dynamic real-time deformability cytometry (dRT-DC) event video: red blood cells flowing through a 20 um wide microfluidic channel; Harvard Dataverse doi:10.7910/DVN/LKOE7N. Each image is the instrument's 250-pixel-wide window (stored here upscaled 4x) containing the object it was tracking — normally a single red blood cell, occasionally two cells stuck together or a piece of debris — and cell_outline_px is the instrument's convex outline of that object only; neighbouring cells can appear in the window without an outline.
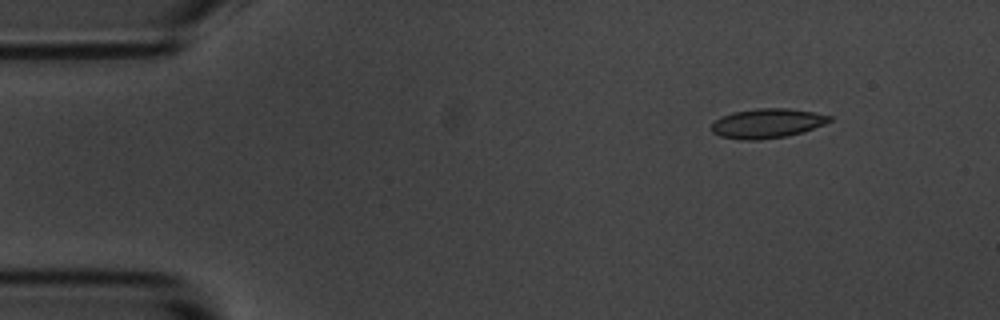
{"species": "common noctule bat (a hibernating species)", "species_latin": "Nyctalus noctula", "temperature_condition": "room temperature", "stored_images_in_passage": 6, "camera_frame_rate_fps": 3000, "um_per_image_px": 0.085, "animal": {"sex": "male", "body_mass_g": 20.1, "forearm_length_mm": 53.5}, "frame": {"image": 1, "passage_image": 2, "time_ms": 1.0, "image_size_px": [1000, 320], "cell_outline_px": [[832, 120], [824, 124], [788, 136], [756, 140], [740, 140], [720, 136], [712, 132], [712, 124], [716, 120], [732, 112], [756, 108], [788, 108], [812, 112], [832, 116]], "centroid_in_image_um": [65.19, 10.48], "position_along_channel_um": 19.8, "area_um2": 20.11}}
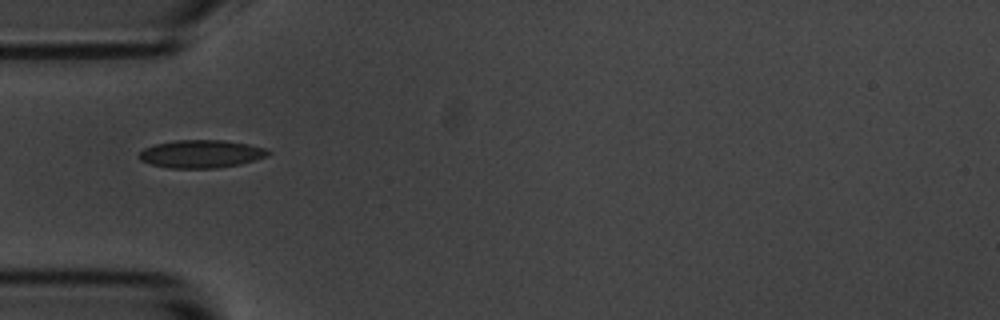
{"frame": {"image": 2, "passage_image": 5, "time_ms": 4.667, "image_size_px": [1000, 320], "cell_outline_px": [[272, 152], [268, 156], [240, 164], [216, 168], [168, 168], [152, 164], [140, 160], [140, 152], [144, 148], [156, 144], [176, 140], [224, 140], [248, 144], [264, 148]], "centroid_in_image_um": [17.12, 13.08], "position_along_channel_um": 67.9, "area_um2": 20.87}}